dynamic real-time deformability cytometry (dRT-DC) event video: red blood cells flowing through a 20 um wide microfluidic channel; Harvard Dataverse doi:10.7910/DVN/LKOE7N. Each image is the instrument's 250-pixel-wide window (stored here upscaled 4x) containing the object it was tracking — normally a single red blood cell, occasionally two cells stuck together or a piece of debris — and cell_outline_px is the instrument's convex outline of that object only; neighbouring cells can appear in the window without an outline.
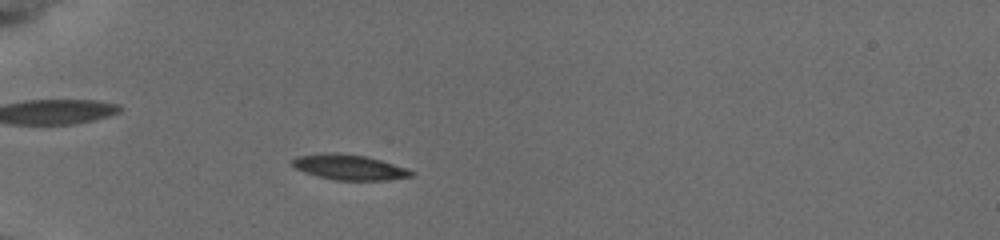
{"species": "common noctule bat (a hibernating species)", "species_latin": "Nyctalus noctula", "temperature_condition": "cold", "stored_images_in_passage": 56, "camera_frame_rate_fps": 3000, "um_per_image_px": 0.085, "animal": {"sex": "female", "body_mass_g": 19.5, "forearm_length_mm": 54.1}, "frame": {"image": 1, "passage_image": 7, "time_ms": 2.0, "image_size_px": [1000, 240], "cell_outline_px": [[412, 176], [388, 180], [336, 180], [304, 172], [296, 168], [292, 164], [292, 160], [296, 156], [332, 152], [336, 152], [364, 156], [380, 160], [404, 168], [412, 172]], "centroid_in_image_um": [29.64, 14.21], "position_along_channel_um": 55.4, "area_um2": 17.11}}
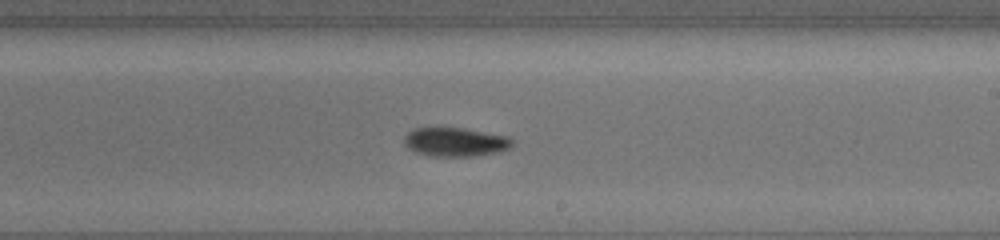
{"frame": {"image": 2, "passage_image": 29, "time_ms": 7.667, "image_size_px": [1000, 240], "cell_outline_px": [[512, 144], [508, 148], [500, 152], [476, 156], [428, 156], [416, 152], [408, 148], [404, 144], [404, 136], [408, 132], [416, 128], [464, 128], [508, 136], [512, 140]], "centroid_in_image_um": [38.69, 12.07], "position_along_channel_um": 250.3, "area_um2": 18.21}}
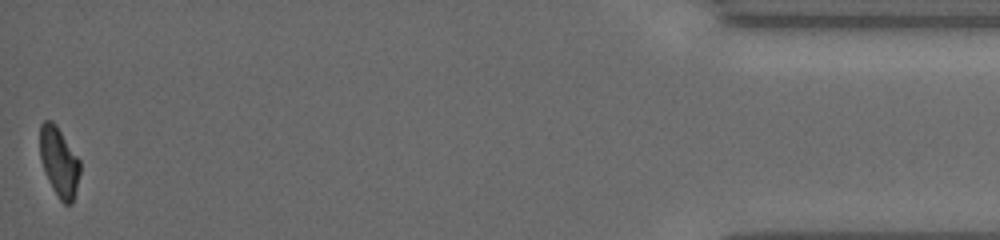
{"frame": {"image": 3, "passage_image": 56, "time_ms": 14.333, "image_size_px": [1000, 240], "cell_outline_px": [[80, 172], [72, 204], [64, 204], [60, 200], [52, 188], [40, 160], [40, 124], [44, 120], [52, 120], [56, 124], [80, 160]], "centroid_in_image_um": [5.02, 13.74], "position_along_channel_um": 430.2, "area_um2": 16.18}, "authors_computed_cell_mechanics": {"area_um2": 17.8024, "velocity_mm_per_s": 3.8183, "shape_relaxation_time_tau1_ms": 6.9642, "shape_relaxation_time_tau2_ms": null, "deformation_change_tau1": 0.1682, "deformation_change_tau2": null}}